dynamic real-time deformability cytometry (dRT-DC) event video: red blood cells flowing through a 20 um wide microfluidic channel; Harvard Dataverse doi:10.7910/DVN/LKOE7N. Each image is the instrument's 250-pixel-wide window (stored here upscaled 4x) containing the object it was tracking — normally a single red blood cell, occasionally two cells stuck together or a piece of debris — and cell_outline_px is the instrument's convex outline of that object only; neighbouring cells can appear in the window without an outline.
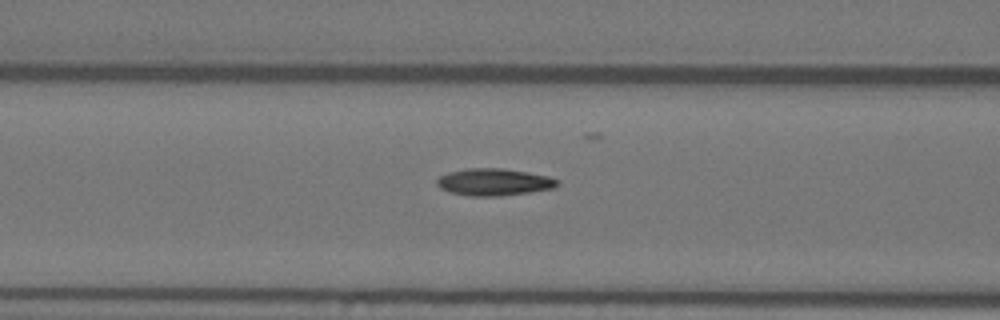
{"species": "Egyptian fruit bat (a non-hibernating species)", "species_latin": "Rousettus aegyptiacus", "temperature_condition": "warm", "stored_images_in_passage": 41, "camera_frame_rate_fps": 3000, "um_per_image_px": 0.085, "animal": {"sex": "female"}, "frame": {"image": 1, "passage_image": 23, "time_ms": 7.333, "image_size_px": [1000, 320], "cell_outline_px": [[560, 184], [552, 188], [528, 192], [500, 196], [468, 196], [448, 192], [440, 188], [436, 184], [436, 180], [440, 176], [448, 172], [464, 168], [504, 168], [528, 172], [548, 176], [556, 180]], "centroid_in_image_um": [41.93, 15.47], "position_along_channel_um": 124.7, "area_um2": 19.07}}
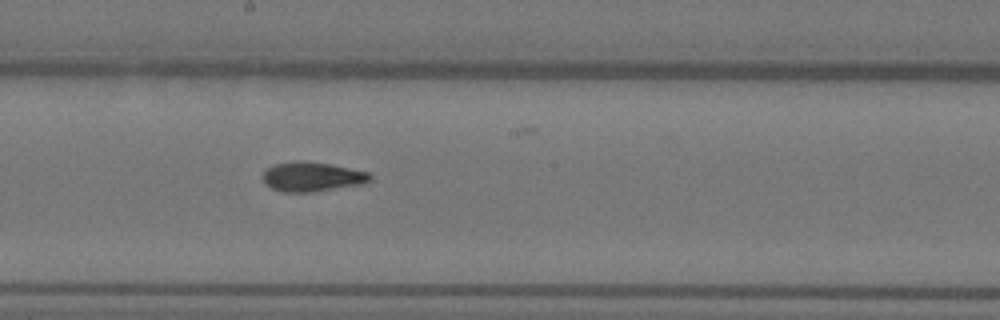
{"frame": {"image": 2, "passage_image": 31, "time_ms": 10.0, "image_size_px": [1000, 320], "cell_outline_px": [[372, 180], [364, 184], [312, 192], [284, 192], [272, 188], [264, 184], [260, 176], [268, 168], [276, 164], [296, 160], [304, 160], [328, 164], [372, 172]], "centroid_in_image_um": [26.54, 15.02], "position_along_channel_um": 221.7, "area_um2": 18.73}}
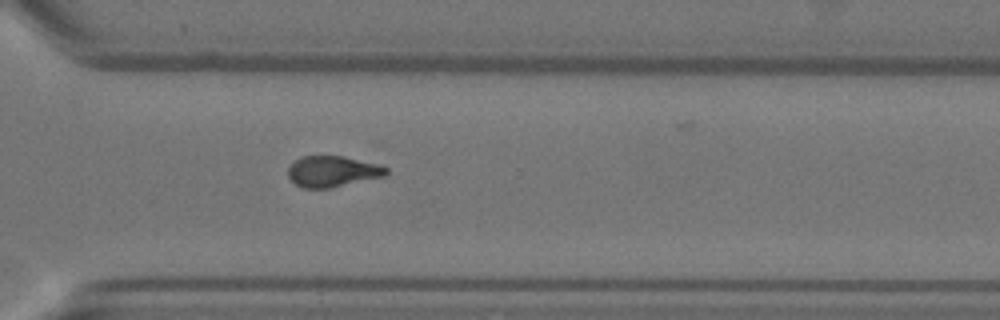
{"frame": {"image": 3, "passage_image": 41, "time_ms": 13.333, "image_size_px": [1000, 320], "cell_outline_px": [[388, 176], [332, 188], [304, 188], [296, 184], [288, 176], [288, 168], [300, 156], [344, 156], [376, 164], [388, 168]], "centroid_in_image_um": [28.3, 14.58], "position_along_channel_um": 342.3, "area_um2": 17.8}}